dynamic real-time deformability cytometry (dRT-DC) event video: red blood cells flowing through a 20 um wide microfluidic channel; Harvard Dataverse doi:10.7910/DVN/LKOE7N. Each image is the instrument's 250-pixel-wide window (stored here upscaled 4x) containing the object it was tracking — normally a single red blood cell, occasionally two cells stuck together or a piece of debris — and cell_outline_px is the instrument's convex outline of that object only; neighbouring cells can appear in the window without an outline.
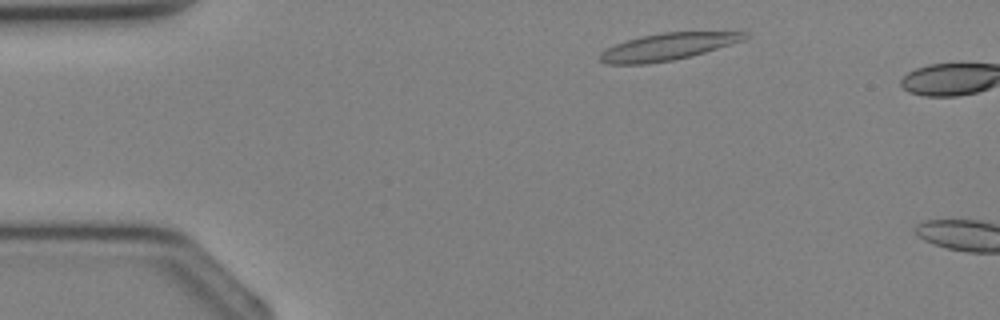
{"species": "Egyptian fruit bat (a non-hibernating species)", "species_latin": "Rousettus aegyptiacus", "temperature_condition": "cold", "stored_images_in_passage": 5, "camera_frame_rate_fps": 3000, "um_per_image_px": 0.085, "animal": {"sex": "female"}, "frame": {"image": 1, "passage_image": 3, "time_ms": 0.667, "image_size_px": [1000, 320], "cell_outline_px": [[744, 40], [704, 52], [672, 60], [644, 64], [604, 64], [600, 60], [600, 52], [616, 44], [640, 36], [664, 32], [744, 32]], "centroid_in_image_um": [56.67, 3.98], "position_along_channel_um": 28.3, "area_um2": 22.2}}